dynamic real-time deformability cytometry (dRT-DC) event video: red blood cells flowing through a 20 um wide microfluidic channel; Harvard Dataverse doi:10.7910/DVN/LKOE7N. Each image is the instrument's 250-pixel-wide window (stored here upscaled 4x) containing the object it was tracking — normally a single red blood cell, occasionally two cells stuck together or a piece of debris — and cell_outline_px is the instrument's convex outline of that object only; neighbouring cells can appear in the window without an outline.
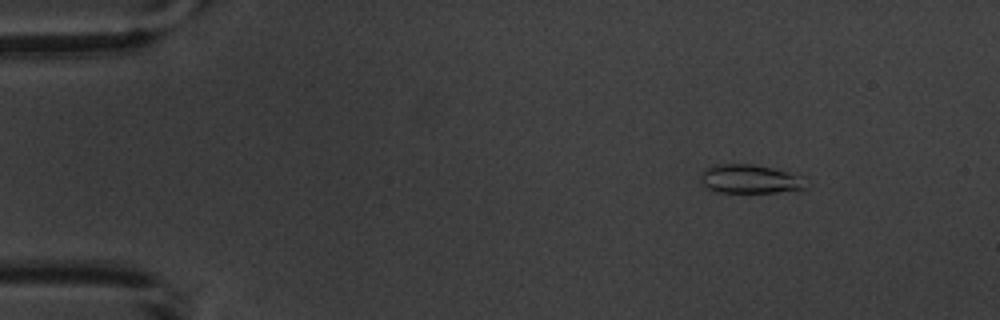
{"species": "common noctule bat (a hibernating species)", "species_latin": "Nyctalus noctula", "temperature_condition": "warm", "stored_images_in_passage": 8, "camera_frame_rate_fps": 3000, "um_per_image_px": 0.085, "animal": {"sex": "male", "body_mass_g": 20.1, "forearm_length_mm": 53.5}, "frame": {"image": 1, "passage_image": 3, "time_ms": 2.0, "image_size_px": [1000, 320], "cell_outline_px": [[812, 184], [808, 188], [776, 192], [716, 192], [708, 188], [700, 180], [700, 176], [704, 168], [716, 164], [752, 164], [772, 168], [804, 176]], "centroid_in_image_um": [63.82, 15.21], "position_along_channel_um": 21.2, "area_um2": 17.98}}
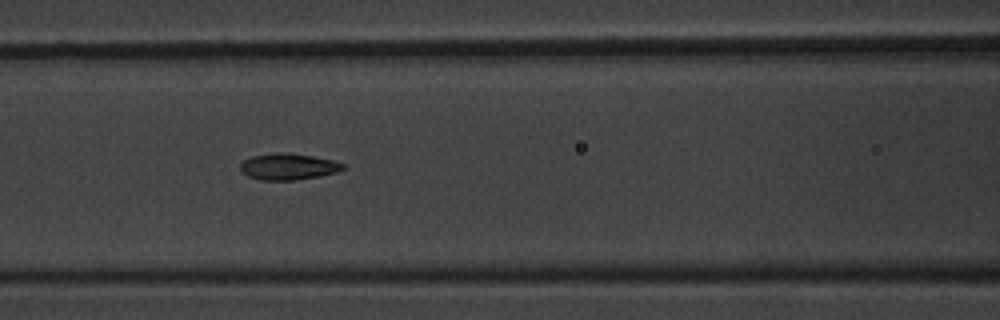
{"frame": {"image": 2, "passage_image": 8, "time_ms": 7.667, "image_size_px": [1000, 320], "cell_outline_px": [[348, 168], [336, 172], [320, 176], [296, 180], [260, 180], [248, 176], [240, 168], [240, 164], [244, 160], [252, 156], [276, 152], [284, 152], [312, 156], [336, 160], [344, 164]], "centroid_in_image_um": [24.55, 14.16], "position_along_channel_um": 142.1, "area_um2": 15.9}}